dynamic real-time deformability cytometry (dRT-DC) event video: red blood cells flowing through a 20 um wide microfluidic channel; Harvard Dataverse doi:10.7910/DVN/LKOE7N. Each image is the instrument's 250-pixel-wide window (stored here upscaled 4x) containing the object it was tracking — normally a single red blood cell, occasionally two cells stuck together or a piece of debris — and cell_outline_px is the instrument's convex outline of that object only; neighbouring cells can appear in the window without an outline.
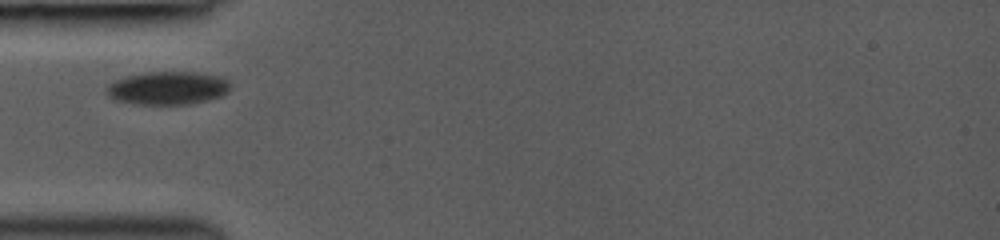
{"species": "common noctule bat (a hibernating species)", "species_latin": "Nyctalus noctula", "temperature_condition": "room temperature", "stored_images_in_passage": 28, "camera_frame_rate_fps": 3000, "um_per_image_px": 0.085, "animal": {"sex": "female", "body_mass_g": 19.0, "forearm_length_mm": 53.3}, "frame": {"image": 1, "passage_image": 1, "time_ms": 0.0, "image_size_px": [1000, 240], "cell_outline_px": [[232, 88], [228, 92], [220, 96], [208, 100], [188, 104], [136, 104], [116, 100], [108, 96], [108, 84], [124, 76], [148, 72], [196, 72], [220, 76], [228, 80], [232, 84]], "centroid_in_image_um": [14.31, 7.48], "position_along_channel_um": 70.7, "area_um2": 23.99}}
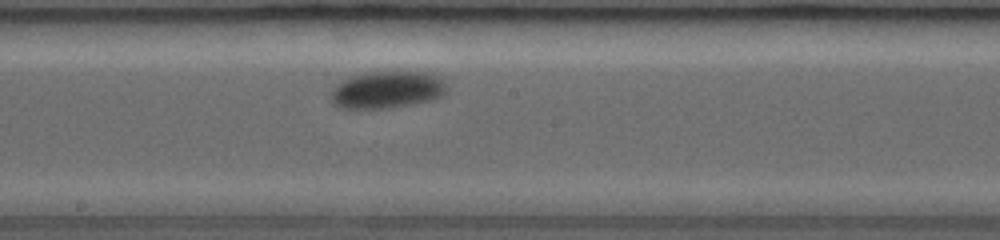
{"frame": {"image": 2, "passage_image": 12, "time_ms": 3.667, "image_size_px": [1000, 240], "cell_outline_px": [[448, 92], [444, 96], [432, 100], [392, 108], [340, 108], [332, 104], [332, 92], [336, 84], [352, 76], [368, 72], [428, 72], [440, 76], [444, 80], [448, 88]], "centroid_in_image_um": [32.98, 7.63], "position_along_channel_um": 215.2, "area_um2": 25.32}}
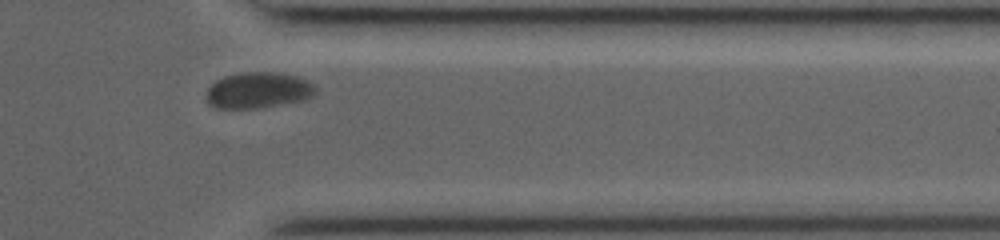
{"frame": {"image": 3, "passage_image": 25, "time_ms": 8.0, "image_size_px": [1000, 240], "cell_outline_px": [[316, 92], [312, 96], [304, 100], [256, 108], [216, 108], [208, 104], [204, 100], [208, 88], [216, 80], [224, 76], [244, 72], [272, 72], [296, 76], [308, 80], [316, 84]], "centroid_in_image_um": [21.93, 7.67], "position_along_channel_um": 389.5, "area_um2": 23.06}}